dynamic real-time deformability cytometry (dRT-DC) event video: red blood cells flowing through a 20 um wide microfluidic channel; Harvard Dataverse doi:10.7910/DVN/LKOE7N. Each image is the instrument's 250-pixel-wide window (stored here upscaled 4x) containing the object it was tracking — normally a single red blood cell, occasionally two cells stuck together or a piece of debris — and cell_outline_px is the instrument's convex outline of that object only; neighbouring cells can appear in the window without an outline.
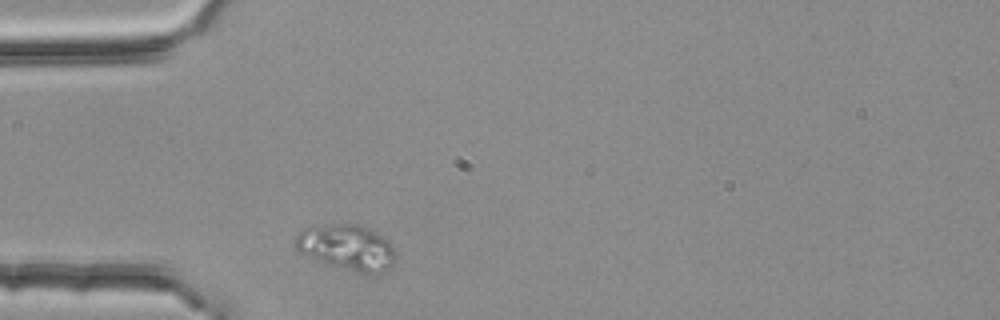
{"species": "common noctule bat (a hibernating species)", "species_latin": "Nyctalus noctula", "temperature_condition": "room temperature", "stored_images_in_passage": 1, "camera_frame_rate_fps": 3000, "um_per_image_px": 0.085, "animal": {"sex": "female", "body_mass_g": 25.1}, "frame": {"image": 1, "passage_image": 1, "time_ms": 0.0, "image_size_px": [1000, 320], "cell_outline_px": [[396, 264], [384, 272], [372, 276], [356, 272], [328, 264], [316, 260], [300, 252], [296, 248], [296, 236], [304, 228], [312, 224], [360, 224], [376, 232], [388, 240], [396, 252]], "centroid_in_image_um": [29.54, 21.04], "position_along_channel_um": 55.5, "area_um2": 27.22}}